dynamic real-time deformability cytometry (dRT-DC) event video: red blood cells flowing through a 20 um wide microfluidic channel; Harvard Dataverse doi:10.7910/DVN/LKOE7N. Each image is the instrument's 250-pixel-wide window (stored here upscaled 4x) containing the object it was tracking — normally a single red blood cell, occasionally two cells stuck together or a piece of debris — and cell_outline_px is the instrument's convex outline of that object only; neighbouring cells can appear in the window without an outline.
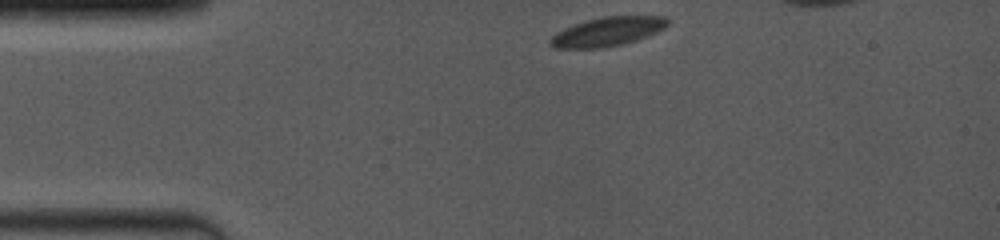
{"species": "common noctule bat (a hibernating species)", "species_latin": "Nyctalus noctula", "temperature_condition": "room temperature", "stored_images_in_passage": 8, "camera_frame_rate_fps": 4000, "um_per_image_px": 0.085, "animal": {"sex": "female", "body_mass_g": 19.0, "forearm_length_mm": 53.3}, "frame": {"image": 1, "passage_image": 1, "time_ms": 0.0, "image_size_px": [1000, 240], "cell_outline_px": [[668, 24], [664, 28], [656, 32], [636, 40], [624, 44], [600, 48], [552, 48], [548, 44], [548, 40], [556, 32], [564, 28], [588, 20], [604, 16], [668, 16]], "centroid_in_image_um": [51.61, 2.69], "position_along_channel_um": 33.4, "area_um2": 19.83}}